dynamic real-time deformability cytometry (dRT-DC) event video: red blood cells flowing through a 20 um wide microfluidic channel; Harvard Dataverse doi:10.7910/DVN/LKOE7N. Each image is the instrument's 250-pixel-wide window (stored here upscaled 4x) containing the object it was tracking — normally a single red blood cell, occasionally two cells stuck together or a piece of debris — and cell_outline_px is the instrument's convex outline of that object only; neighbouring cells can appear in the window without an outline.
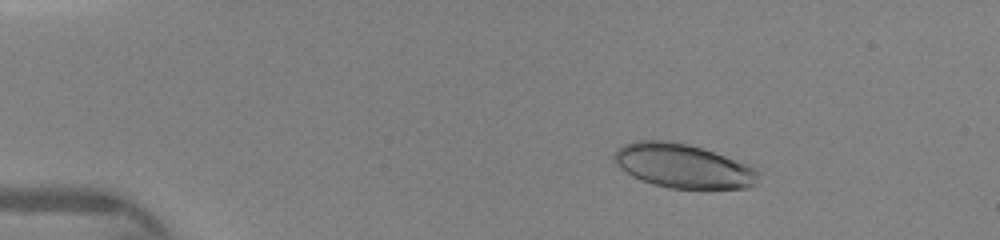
{"species": "human", "species_latin": "Homo sapiens", "temperature_condition": "warm", "stored_images_in_passage": 46, "camera_frame_rate_fps": 3000, "um_per_image_px": 0.085, "donor": {"sex": "female"}, "frame": {"image": 1, "passage_image": 7, "time_ms": 2.0, "image_size_px": [1000, 240], "cell_outline_px": [[756, 184], [748, 188], [668, 188], [632, 176], [620, 168], [612, 160], [612, 156], [616, 148], [624, 144], [636, 140], [668, 140], [688, 144], [724, 156], [756, 168]], "centroid_in_image_um": [57.97, 14.09], "position_along_channel_um": 27.0, "area_um2": 36.65}}
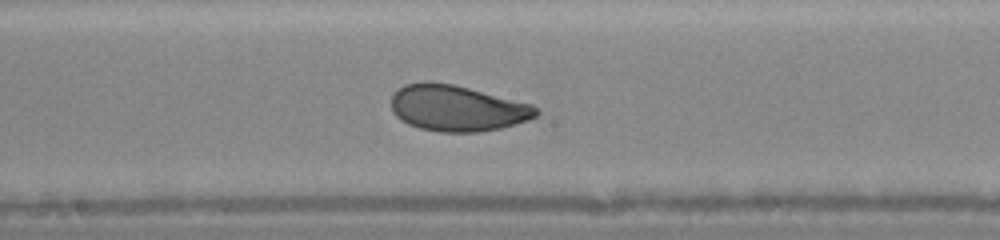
{"frame": {"image": 2, "passage_image": 25, "time_ms": 8.0, "image_size_px": [1000, 240], "cell_outline_px": [[540, 112], [536, 116], [528, 120], [500, 128], [476, 132], [440, 132], [420, 128], [408, 124], [400, 120], [392, 112], [392, 92], [404, 84], [424, 80], [432, 80], [452, 84], [532, 104]], "centroid_in_image_um": [38.8, 9.18], "position_along_channel_um": 209.4, "area_um2": 39.02}}
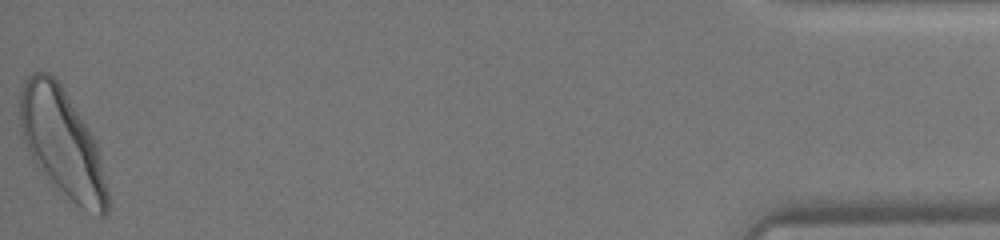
{"frame": {"image": 3, "passage_image": 46, "time_ms": 15.0, "image_size_px": [1000, 240], "cell_outline_px": [[108, 212], [104, 216], [100, 216], [76, 204], [32, 160], [28, 152], [24, 140], [20, 124], [20, 92], [24, 80], [32, 72], [48, 72], [60, 84], [88, 128], [96, 144], [108, 192]], "centroid_in_image_um": [5.26, 12.1], "position_along_channel_um": 429.9, "area_um2": 53.41}}